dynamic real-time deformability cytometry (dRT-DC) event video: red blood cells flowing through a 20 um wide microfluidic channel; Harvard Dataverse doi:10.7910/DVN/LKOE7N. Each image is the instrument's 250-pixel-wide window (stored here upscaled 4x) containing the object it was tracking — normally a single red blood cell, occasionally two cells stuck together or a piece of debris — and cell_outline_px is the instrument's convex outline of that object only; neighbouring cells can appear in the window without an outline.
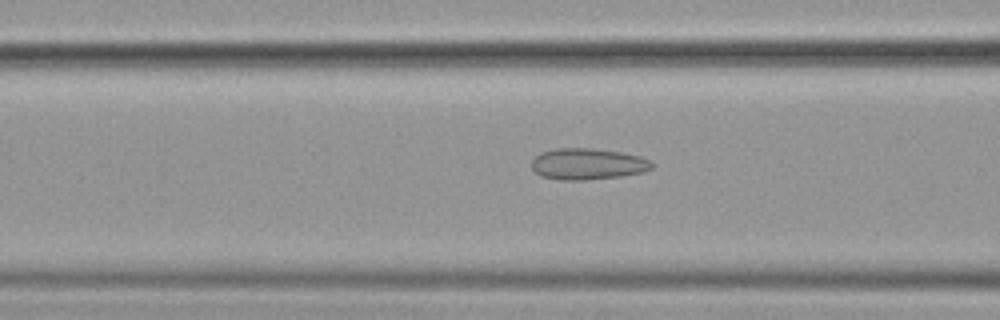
{"species": "common noctule bat (a hibernating species)", "species_latin": "Nyctalus noctula", "temperature_condition": "cold", "stored_images_in_passage": 56, "camera_frame_rate_fps": 3000, "um_per_image_px": 0.085, "animal": {"sex": "female", "body_mass_g": 19.9}, "frame": {"image": 1, "passage_image": 23, "time_ms": 7.333, "image_size_px": [1000, 320], "cell_outline_px": [[652, 168], [644, 172], [620, 176], [584, 180], [560, 180], [540, 176], [532, 168], [532, 160], [540, 152], [556, 148], [592, 148], [620, 152], [640, 156], [652, 160]], "centroid_in_image_um": [49.95, 13.93], "position_along_channel_um": 116.7, "area_um2": 22.02}}
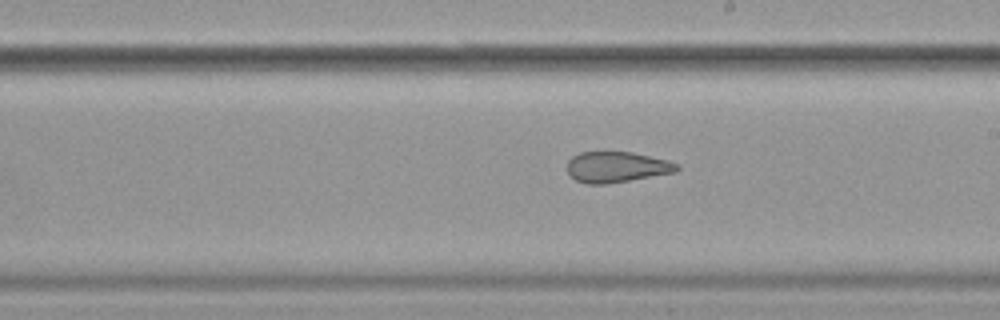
{"frame": {"image": 2, "passage_image": 33, "time_ms": 10.667, "image_size_px": [1000, 320], "cell_outline_px": [[680, 168], [676, 172], [608, 184], [588, 184], [576, 180], [568, 172], [568, 160], [572, 156], [580, 152], [632, 152], [668, 160], [676, 164]], "centroid_in_image_um": [52.41, 14.2], "position_along_channel_um": 236.6, "area_um2": 19.59}}
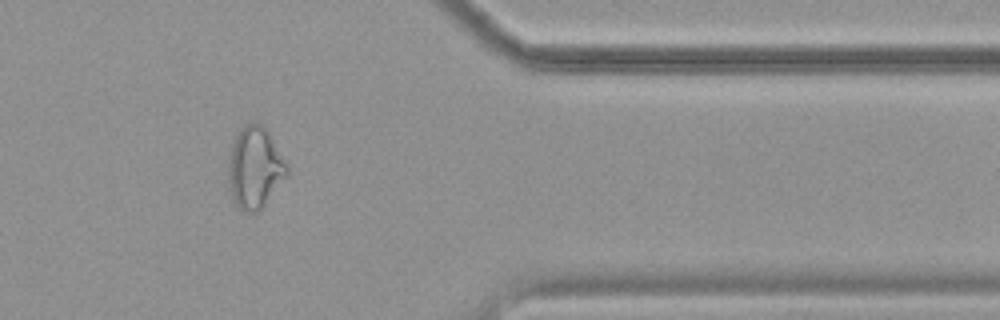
{"frame": {"image": 3, "passage_image": 47, "time_ms": 15.333, "image_size_px": [1000, 320], "cell_outline_px": [[288, 176], [264, 204], [256, 212], [240, 212], [236, 208], [228, 192], [228, 160], [232, 144], [240, 128], [244, 124], [252, 120], [256, 120], [268, 132], [288, 164]], "centroid_in_image_um": [21.63, 14.27], "position_along_channel_um": 389.8, "area_um2": 28.38}, "authors_computed_cell_mechanics": {"area_um2": 25.3164, "velocity_mm_per_s": 3.6098, "shape_relaxation_time_tau1_ms": null, "shape_relaxation_time_tau2_ms": 2.7193, "deformation_change_tau1": null, "deformation_change_tau2": 0.1063}}